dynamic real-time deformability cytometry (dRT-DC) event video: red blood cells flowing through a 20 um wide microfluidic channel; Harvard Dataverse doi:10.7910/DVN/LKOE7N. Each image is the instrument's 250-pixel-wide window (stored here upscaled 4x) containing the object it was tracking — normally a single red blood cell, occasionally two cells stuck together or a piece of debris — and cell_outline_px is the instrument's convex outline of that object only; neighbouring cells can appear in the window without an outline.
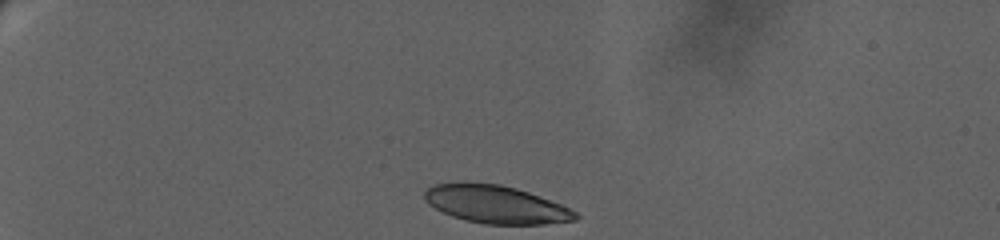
{"species": "human", "species_latin": "Homo sapiens", "temperature_condition": "warm", "stored_images_in_passage": 28, "camera_frame_rate_fps": 3000, "um_per_image_px": 0.085, "donor": {"sex": "female"}, "frame": {"image": 1, "passage_image": 1, "time_ms": 0.0, "image_size_px": [1000, 240], "cell_outline_px": [[580, 216], [576, 220], [544, 224], [484, 224], [464, 220], [452, 216], [428, 204], [424, 200], [424, 192], [428, 188], [436, 184], [468, 180], [500, 184], [516, 188], [528, 192], [560, 204], [576, 212]], "centroid_in_image_um": [42.1, 17.35], "position_along_channel_um": 42.9, "area_um2": 33.58}}
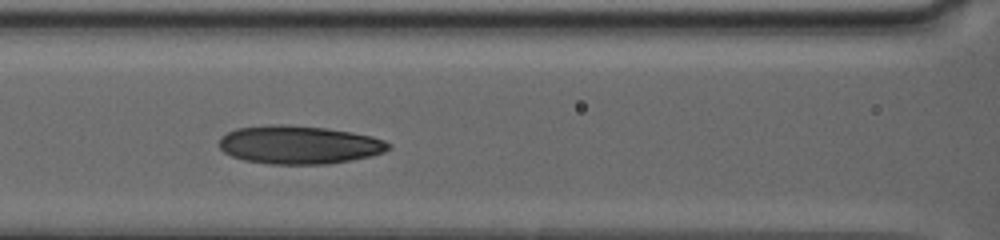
{"frame": {"image": 2, "passage_image": 15, "time_ms": 5.667, "image_size_px": [1000, 240], "cell_outline_px": [[392, 144], [384, 152], [372, 156], [352, 160], [328, 164], [272, 164], [244, 160], [232, 156], [224, 152], [220, 148], [220, 136], [236, 128], [268, 124], [288, 124], [328, 128], [352, 132], [372, 136], [384, 140]], "centroid_in_image_um": [25.43, 12.3], "position_along_channel_um": 141.2, "area_um2": 38.09}}
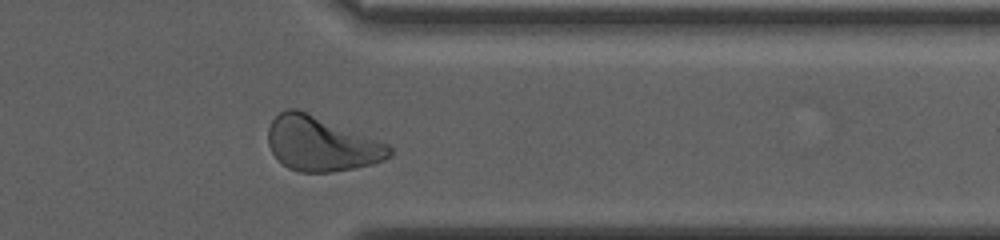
{"frame": {"image": 3, "passage_image": 26, "time_ms": 13.667, "image_size_px": [1000, 240], "cell_outline_px": [[392, 156], [384, 160], [372, 164], [332, 172], [300, 172], [288, 168], [272, 152], [268, 144], [268, 128], [272, 120], [280, 112], [288, 108], [296, 108], [388, 144], [392, 148]], "centroid_in_image_um": [27.3, 12.23], "position_along_channel_um": 384.1, "area_um2": 38.15}, "authors_computed_cell_mechanics": {"area_um2": 36.414, "velocity_mm_per_s": 3.0474, "shape_relaxation_time_tau1_ms": 4.9615, "shape_relaxation_time_tau2_ms": 2.1723, "deformation_change_tau1": 0.1444, "deformation_change_tau2": 0.0845}}